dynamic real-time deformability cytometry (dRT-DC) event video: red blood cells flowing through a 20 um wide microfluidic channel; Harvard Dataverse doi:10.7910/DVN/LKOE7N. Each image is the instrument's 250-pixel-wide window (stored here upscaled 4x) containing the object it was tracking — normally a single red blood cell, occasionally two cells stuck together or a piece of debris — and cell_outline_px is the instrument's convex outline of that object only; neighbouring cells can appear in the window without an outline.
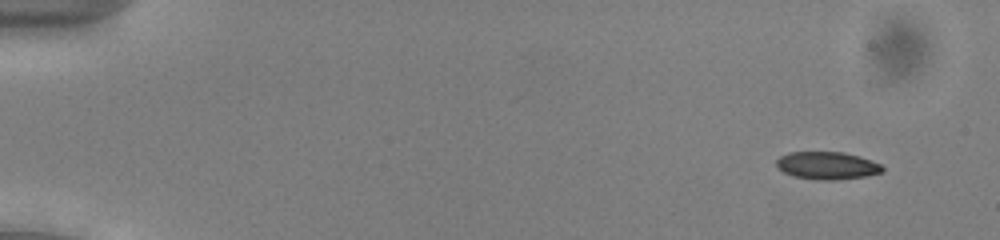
{"species": "common noctule bat (a hibernating species)", "species_latin": "Nyctalus noctula", "temperature_condition": "cold", "stored_images_in_passage": 54, "camera_frame_rate_fps": 3000, "um_per_image_px": 0.085, "animal": {"sex": "male", "body_mass_g": 13.0, "forearm_length_mm": 53.1}, "frame": {"image": 1, "passage_image": 5, "time_ms": 1.333, "image_size_px": [1000, 240], "cell_outline_px": [[884, 172], [864, 176], [832, 180], [820, 180], [796, 176], [784, 172], [776, 168], [776, 160], [780, 156], [788, 152], [844, 152], [872, 160], [880, 164], [884, 168]], "centroid_in_image_um": [70.3, 14.06], "position_along_channel_um": 14.7, "area_um2": 16.99}}
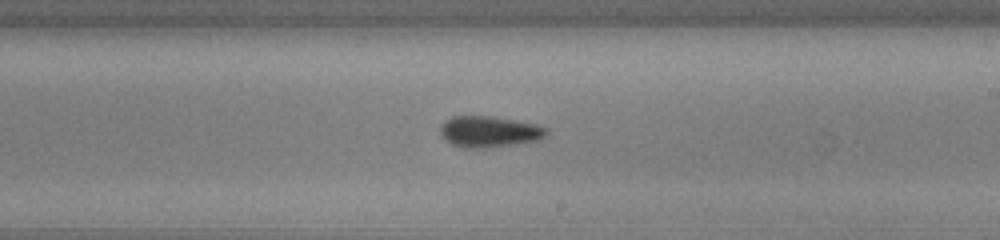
{"frame": {"image": 2, "passage_image": 33, "time_ms": 10.667, "image_size_px": [1000, 240], "cell_outline_px": [[548, 132], [540, 140], [516, 144], [484, 148], [464, 148], [452, 144], [444, 140], [440, 136], [440, 128], [444, 120], [452, 116], [492, 116], [532, 124], [548, 128]], "centroid_in_image_um": [41.53, 11.2], "position_along_channel_um": 247.5, "area_um2": 19.31}}
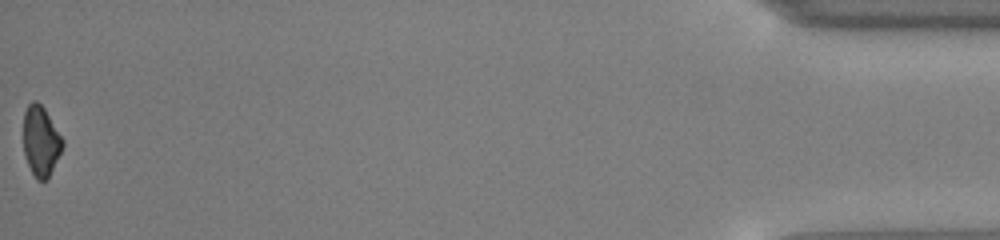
{"frame": {"image": 3, "passage_image": 54, "time_ms": 17.667, "image_size_px": [1000, 240], "cell_outline_px": [[64, 144], [48, 176], [44, 180], [36, 180], [28, 164], [24, 152], [24, 112], [28, 104], [32, 100], [36, 100], [44, 108], [64, 140]], "centroid_in_image_um": [3.46, 11.95], "position_along_channel_um": 431.7, "area_um2": 15.66}, "authors_computed_cell_mechanics": {"area_um2": 17.6001, "velocity_mm_per_s": 3.9494, "shape_relaxation_time_tau1_ms": 1.4981, "shape_relaxation_time_tau2_ms": 2.2277, "deformation_change_tau1": 0.0847, "deformation_change_tau2": 0.0804}}